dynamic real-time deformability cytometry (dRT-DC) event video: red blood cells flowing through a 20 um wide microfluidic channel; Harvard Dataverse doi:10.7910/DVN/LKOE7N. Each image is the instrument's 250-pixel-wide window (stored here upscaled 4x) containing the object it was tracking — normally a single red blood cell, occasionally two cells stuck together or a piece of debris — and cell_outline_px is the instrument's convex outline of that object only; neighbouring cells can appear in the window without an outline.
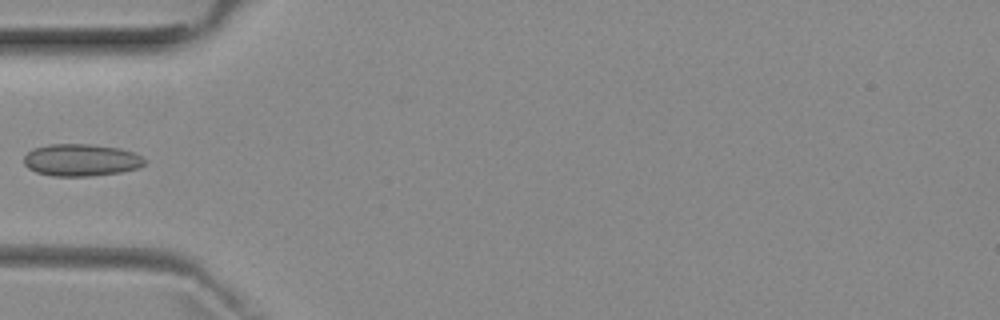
{"species": "common noctule bat (a hibernating species)", "species_latin": "Nyctalus noctula", "temperature_condition": "room temperature", "stored_images_in_passage": 4, "camera_frame_rate_fps": 3000, "um_per_image_px": 0.085, "animal": {"sex": "female", "body_mass_g": 29.2, "forearm_length_mm": 56.3}, "frame": {"image": 1, "passage_image": 4, "time_ms": 4.667, "image_size_px": [1000, 320], "cell_outline_px": [[148, 160], [140, 168], [120, 172], [92, 176], [52, 176], [36, 172], [28, 168], [24, 164], [24, 156], [32, 148], [48, 144], [88, 144], [120, 148], [132, 152]], "centroid_in_image_um": [6.89, 13.6], "position_along_channel_um": 78.1, "area_um2": 22.77}}